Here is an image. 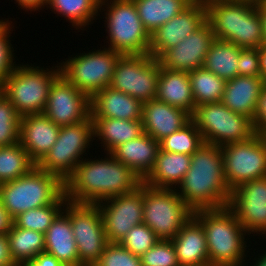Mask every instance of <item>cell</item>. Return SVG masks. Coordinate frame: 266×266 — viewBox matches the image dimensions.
<instances>
[{
	"instance_id": "55",
	"label": "cell",
	"mask_w": 266,
	"mask_h": 266,
	"mask_svg": "<svg viewBox=\"0 0 266 266\" xmlns=\"http://www.w3.org/2000/svg\"><path fill=\"white\" fill-rule=\"evenodd\" d=\"M96 1L100 4V3L106 2L108 0H96Z\"/></svg>"
},
{
	"instance_id": "31",
	"label": "cell",
	"mask_w": 266,
	"mask_h": 266,
	"mask_svg": "<svg viewBox=\"0 0 266 266\" xmlns=\"http://www.w3.org/2000/svg\"><path fill=\"white\" fill-rule=\"evenodd\" d=\"M241 48L229 41L215 38L211 43L203 67L225 81L238 76L237 63Z\"/></svg>"
},
{
	"instance_id": "12",
	"label": "cell",
	"mask_w": 266,
	"mask_h": 266,
	"mask_svg": "<svg viewBox=\"0 0 266 266\" xmlns=\"http://www.w3.org/2000/svg\"><path fill=\"white\" fill-rule=\"evenodd\" d=\"M63 212L70 218L78 249V266H93L109 244L97 204L67 201Z\"/></svg>"
},
{
	"instance_id": "38",
	"label": "cell",
	"mask_w": 266,
	"mask_h": 266,
	"mask_svg": "<svg viewBox=\"0 0 266 266\" xmlns=\"http://www.w3.org/2000/svg\"><path fill=\"white\" fill-rule=\"evenodd\" d=\"M20 116L14 105L0 92V146L19 142Z\"/></svg>"
},
{
	"instance_id": "6",
	"label": "cell",
	"mask_w": 266,
	"mask_h": 266,
	"mask_svg": "<svg viewBox=\"0 0 266 266\" xmlns=\"http://www.w3.org/2000/svg\"><path fill=\"white\" fill-rule=\"evenodd\" d=\"M60 75V66L43 68L19 64L1 84V92L14 105L20 117L43 113L52 83Z\"/></svg>"
},
{
	"instance_id": "9",
	"label": "cell",
	"mask_w": 266,
	"mask_h": 266,
	"mask_svg": "<svg viewBox=\"0 0 266 266\" xmlns=\"http://www.w3.org/2000/svg\"><path fill=\"white\" fill-rule=\"evenodd\" d=\"M60 62V74L90 98L110 86L119 52L109 48L89 50Z\"/></svg>"
},
{
	"instance_id": "25",
	"label": "cell",
	"mask_w": 266,
	"mask_h": 266,
	"mask_svg": "<svg viewBox=\"0 0 266 266\" xmlns=\"http://www.w3.org/2000/svg\"><path fill=\"white\" fill-rule=\"evenodd\" d=\"M159 149L160 142L143 132L117 146L110 154L143 180L153 168Z\"/></svg>"
},
{
	"instance_id": "46",
	"label": "cell",
	"mask_w": 266,
	"mask_h": 266,
	"mask_svg": "<svg viewBox=\"0 0 266 266\" xmlns=\"http://www.w3.org/2000/svg\"><path fill=\"white\" fill-rule=\"evenodd\" d=\"M0 266H17L11 257L6 234H0Z\"/></svg>"
},
{
	"instance_id": "40",
	"label": "cell",
	"mask_w": 266,
	"mask_h": 266,
	"mask_svg": "<svg viewBox=\"0 0 266 266\" xmlns=\"http://www.w3.org/2000/svg\"><path fill=\"white\" fill-rule=\"evenodd\" d=\"M142 266H180L171 240H159L140 256Z\"/></svg>"
},
{
	"instance_id": "52",
	"label": "cell",
	"mask_w": 266,
	"mask_h": 266,
	"mask_svg": "<svg viewBox=\"0 0 266 266\" xmlns=\"http://www.w3.org/2000/svg\"><path fill=\"white\" fill-rule=\"evenodd\" d=\"M9 22H11V21H9L8 20V18H7V20L6 19H0V31L9 23Z\"/></svg>"
},
{
	"instance_id": "50",
	"label": "cell",
	"mask_w": 266,
	"mask_h": 266,
	"mask_svg": "<svg viewBox=\"0 0 266 266\" xmlns=\"http://www.w3.org/2000/svg\"><path fill=\"white\" fill-rule=\"evenodd\" d=\"M259 13L262 20V28L264 35V43H266V0H261L259 3Z\"/></svg>"
},
{
	"instance_id": "42",
	"label": "cell",
	"mask_w": 266,
	"mask_h": 266,
	"mask_svg": "<svg viewBox=\"0 0 266 266\" xmlns=\"http://www.w3.org/2000/svg\"><path fill=\"white\" fill-rule=\"evenodd\" d=\"M13 22H9L1 31H0V84H2L6 78L15 70L17 67L15 60V50L11 44V32L13 31L12 26ZM12 29V30H11ZM11 31V32H10Z\"/></svg>"
},
{
	"instance_id": "43",
	"label": "cell",
	"mask_w": 266,
	"mask_h": 266,
	"mask_svg": "<svg viewBox=\"0 0 266 266\" xmlns=\"http://www.w3.org/2000/svg\"><path fill=\"white\" fill-rule=\"evenodd\" d=\"M237 68L238 76H261L259 48H241Z\"/></svg>"
},
{
	"instance_id": "22",
	"label": "cell",
	"mask_w": 266,
	"mask_h": 266,
	"mask_svg": "<svg viewBox=\"0 0 266 266\" xmlns=\"http://www.w3.org/2000/svg\"><path fill=\"white\" fill-rule=\"evenodd\" d=\"M91 117L142 120L143 103L110 86L90 98Z\"/></svg>"
},
{
	"instance_id": "48",
	"label": "cell",
	"mask_w": 266,
	"mask_h": 266,
	"mask_svg": "<svg viewBox=\"0 0 266 266\" xmlns=\"http://www.w3.org/2000/svg\"><path fill=\"white\" fill-rule=\"evenodd\" d=\"M13 224V219L8 212L3 208L0 202V234H7Z\"/></svg>"
},
{
	"instance_id": "51",
	"label": "cell",
	"mask_w": 266,
	"mask_h": 266,
	"mask_svg": "<svg viewBox=\"0 0 266 266\" xmlns=\"http://www.w3.org/2000/svg\"><path fill=\"white\" fill-rule=\"evenodd\" d=\"M263 252L264 254L254 258L253 261H255V263L253 262V265L251 264L250 266H266V250Z\"/></svg>"
},
{
	"instance_id": "11",
	"label": "cell",
	"mask_w": 266,
	"mask_h": 266,
	"mask_svg": "<svg viewBox=\"0 0 266 266\" xmlns=\"http://www.w3.org/2000/svg\"><path fill=\"white\" fill-rule=\"evenodd\" d=\"M93 140L91 116L80 123L62 126L55 144L36 166L65 182L87 155Z\"/></svg>"
},
{
	"instance_id": "3",
	"label": "cell",
	"mask_w": 266,
	"mask_h": 266,
	"mask_svg": "<svg viewBox=\"0 0 266 266\" xmlns=\"http://www.w3.org/2000/svg\"><path fill=\"white\" fill-rule=\"evenodd\" d=\"M207 22L214 37L240 48H259L264 44L259 5L250 1L207 0Z\"/></svg>"
},
{
	"instance_id": "16",
	"label": "cell",
	"mask_w": 266,
	"mask_h": 266,
	"mask_svg": "<svg viewBox=\"0 0 266 266\" xmlns=\"http://www.w3.org/2000/svg\"><path fill=\"white\" fill-rule=\"evenodd\" d=\"M227 207L235 214L249 237L254 233V236L259 234L264 238L266 236V177L243 183L232 190Z\"/></svg>"
},
{
	"instance_id": "41",
	"label": "cell",
	"mask_w": 266,
	"mask_h": 266,
	"mask_svg": "<svg viewBox=\"0 0 266 266\" xmlns=\"http://www.w3.org/2000/svg\"><path fill=\"white\" fill-rule=\"evenodd\" d=\"M93 266H142L140 256L134 255L120 243H110Z\"/></svg>"
},
{
	"instance_id": "2",
	"label": "cell",
	"mask_w": 266,
	"mask_h": 266,
	"mask_svg": "<svg viewBox=\"0 0 266 266\" xmlns=\"http://www.w3.org/2000/svg\"><path fill=\"white\" fill-rule=\"evenodd\" d=\"M190 165L175 189L186 205L193 212L227 207L231 191L224 177L221 148L203 143L191 155Z\"/></svg>"
},
{
	"instance_id": "24",
	"label": "cell",
	"mask_w": 266,
	"mask_h": 266,
	"mask_svg": "<svg viewBox=\"0 0 266 266\" xmlns=\"http://www.w3.org/2000/svg\"><path fill=\"white\" fill-rule=\"evenodd\" d=\"M265 85L261 76H236L226 81L222 103L253 122L260 92Z\"/></svg>"
},
{
	"instance_id": "1",
	"label": "cell",
	"mask_w": 266,
	"mask_h": 266,
	"mask_svg": "<svg viewBox=\"0 0 266 266\" xmlns=\"http://www.w3.org/2000/svg\"><path fill=\"white\" fill-rule=\"evenodd\" d=\"M105 154L103 159L85 158L77 164L64 182V194L68 201L97 204L110 197L129 194L140 187L142 179L139 176L110 153Z\"/></svg>"
},
{
	"instance_id": "49",
	"label": "cell",
	"mask_w": 266,
	"mask_h": 266,
	"mask_svg": "<svg viewBox=\"0 0 266 266\" xmlns=\"http://www.w3.org/2000/svg\"><path fill=\"white\" fill-rule=\"evenodd\" d=\"M261 78L266 82V43L259 47Z\"/></svg>"
},
{
	"instance_id": "26",
	"label": "cell",
	"mask_w": 266,
	"mask_h": 266,
	"mask_svg": "<svg viewBox=\"0 0 266 266\" xmlns=\"http://www.w3.org/2000/svg\"><path fill=\"white\" fill-rule=\"evenodd\" d=\"M156 99L170 106L181 108L192 115L196 104L193 98L189 72L170 70L160 64Z\"/></svg>"
},
{
	"instance_id": "13",
	"label": "cell",
	"mask_w": 266,
	"mask_h": 266,
	"mask_svg": "<svg viewBox=\"0 0 266 266\" xmlns=\"http://www.w3.org/2000/svg\"><path fill=\"white\" fill-rule=\"evenodd\" d=\"M159 73V60L149 54L121 55L110 87L145 103L156 98Z\"/></svg>"
},
{
	"instance_id": "35",
	"label": "cell",
	"mask_w": 266,
	"mask_h": 266,
	"mask_svg": "<svg viewBox=\"0 0 266 266\" xmlns=\"http://www.w3.org/2000/svg\"><path fill=\"white\" fill-rule=\"evenodd\" d=\"M34 166L19 142L0 146V184L26 175Z\"/></svg>"
},
{
	"instance_id": "37",
	"label": "cell",
	"mask_w": 266,
	"mask_h": 266,
	"mask_svg": "<svg viewBox=\"0 0 266 266\" xmlns=\"http://www.w3.org/2000/svg\"><path fill=\"white\" fill-rule=\"evenodd\" d=\"M204 143L201 133L191 120L177 132L160 141V149L171 153L192 155Z\"/></svg>"
},
{
	"instance_id": "8",
	"label": "cell",
	"mask_w": 266,
	"mask_h": 266,
	"mask_svg": "<svg viewBox=\"0 0 266 266\" xmlns=\"http://www.w3.org/2000/svg\"><path fill=\"white\" fill-rule=\"evenodd\" d=\"M191 119L204 143L219 147L244 142L256 134L251 119L231 111L222 102L196 106Z\"/></svg>"
},
{
	"instance_id": "30",
	"label": "cell",
	"mask_w": 266,
	"mask_h": 266,
	"mask_svg": "<svg viewBox=\"0 0 266 266\" xmlns=\"http://www.w3.org/2000/svg\"><path fill=\"white\" fill-rule=\"evenodd\" d=\"M143 27L151 35L186 8L189 0H133Z\"/></svg>"
},
{
	"instance_id": "32",
	"label": "cell",
	"mask_w": 266,
	"mask_h": 266,
	"mask_svg": "<svg viewBox=\"0 0 266 266\" xmlns=\"http://www.w3.org/2000/svg\"><path fill=\"white\" fill-rule=\"evenodd\" d=\"M6 236L11 257L17 266H22L45 251L44 233L19 228L13 223Z\"/></svg>"
},
{
	"instance_id": "44",
	"label": "cell",
	"mask_w": 266,
	"mask_h": 266,
	"mask_svg": "<svg viewBox=\"0 0 266 266\" xmlns=\"http://www.w3.org/2000/svg\"><path fill=\"white\" fill-rule=\"evenodd\" d=\"M254 130L257 134L266 137V85L262 88L253 120Z\"/></svg>"
},
{
	"instance_id": "20",
	"label": "cell",
	"mask_w": 266,
	"mask_h": 266,
	"mask_svg": "<svg viewBox=\"0 0 266 266\" xmlns=\"http://www.w3.org/2000/svg\"><path fill=\"white\" fill-rule=\"evenodd\" d=\"M60 126L44 113L20 117L19 143L37 165L55 144Z\"/></svg>"
},
{
	"instance_id": "28",
	"label": "cell",
	"mask_w": 266,
	"mask_h": 266,
	"mask_svg": "<svg viewBox=\"0 0 266 266\" xmlns=\"http://www.w3.org/2000/svg\"><path fill=\"white\" fill-rule=\"evenodd\" d=\"M64 266H78V249L70 218L62 211L45 233V251Z\"/></svg>"
},
{
	"instance_id": "19",
	"label": "cell",
	"mask_w": 266,
	"mask_h": 266,
	"mask_svg": "<svg viewBox=\"0 0 266 266\" xmlns=\"http://www.w3.org/2000/svg\"><path fill=\"white\" fill-rule=\"evenodd\" d=\"M214 39L210 24L206 22L200 29L185 37L176 46L166 50L158 60L162 67L170 70L194 71L203 67L206 54Z\"/></svg>"
},
{
	"instance_id": "18",
	"label": "cell",
	"mask_w": 266,
	"mask_h": 266,
	"mask_svg": "<svg viewBox=\"0 0 266 266\" xmlns=\"http://www.w3.org/2000/svg\"><path fill=\"white\" fill-rule=\"evenodd\" d=\"M206 22V4L191 2L178 15L150 35L149 55L158 59L166 50L176 46Z\"/></svg>"
},
{
	"instance_id": "7",
	"label": "cell",
	"mask_w": 266,
	"mask_h": 266,
	"mask_svg": "<svg viewBox=\"0 0 266 266\" xmlns=\"http://www.w3.org/2000/svg\"><path fill=\"white\" fill-rule=\"evenodd\" d=\"M101 10L106 11V20H103L108 34L106 48L122 55L149 54L150 35L143 27L133 0H108L99 4L102 13Z\"/></svg>"
},
{
	"instance_id": "36",
	"label": "cell",
	"mask_w": 266,
	"mask_h": 266,
	"mask_svg": "<svg viewBox=\"0 0 266 266\" xmlns=\"http://www.w3.org/2000/svg\"><path fill=\"white\" fill-rule=\"evenodd\" d=\"M67 201L63 193L53 204L20 213L13 219V223L19 228L45 234L55 218L63 211Z\"/></svg>"
},
{
	"instance_id": "17",
	"label": "cell",
	"mask_w": 266,
	"mask_h": 266,
	"mask_svg": "<svg viewBox=\"0 0 266 266\" xmlns=\"http://www.w3.org/2000/svg\"><path fill=\"white\" fill-rule=\"evenodd\" d=\"M90 97L61 74L51 85L44 114L56 125L80 123L91 116Z\"/></svg>"
},
{
	"instance_id": "27",
	"label": "cell",
	"mask_w": 266,
	"mask_h": 266,
	"mask_svg": "<svg viewBox=\"0 0 266 266\" xmlns=\"http://www.w3.org/2000/svg\"><path fill=\"white\" fill-rule=\"evenodd\" d=\"M190 164L191 155L159 149L153 168L142 182L154 188L176 189L188 172Z\"/></svg>"
},
{
	"instance_id": "47",
	"label": "cell",
	"mask_w": 266,
	"mask_h": 266,
	"mask_svg": "<svg viewBox=\"0 0 266 266\" xmlns=\"http://www.w3.org/2000/svg\"><path fill=\"white\" fill-rule=\"evenodd\" d=\"M18 6V8L24 9L25 11H39L42 10L45 6H47L48 0H14Z\"/></svg>"
},
{
	"instance_id": "15",
	"label": "cell",
	"mask_w": 266,
	"mask_h": 266,
	"mask_svg": "<svg viewBox=\"0 0 266 266\" xmlns=\"http://www.w3.org/2000/svg\"><path fill=\"white\" fill-rule=\"evenodd\" d=\"M97 206L108 241L120 243L134 226L143 223L144 183L129 194L107 198Z\"/></svg>"
},
{
	"instance_id": "23",
	"label": "cell",
	"mask_w": 266,
	"mask_h": 266,
	"mask_svg": "<svg viewBox=\"0 0 266 266\" xmlns=\"http://www.w3.org/2000/svg\"><path fill=\"white\" fill-rule=\"evenodd\" d=\"M171 241L180 266H209L206 234L194 216Z\"/></svg>"
},
{
	"instance_id": "29",
	"label": "cell",
	"mask_w": 266,
	"mask_h": 266,
	"mask_svg": "<svg viewBox=\"0 0 266 266\" xmlns=\"http://www.w3.org/2000/svg\"><path fill=\"white\" fill-rule=\"evenodd\" d=\"M94 140L101 141L105 153H111L117 146L139 137L143 133L142 120H123L91 117Z\"/></svg>"
},
{
	"instance_id": "10",
	"label": "cell",
	"mask_w": 266,
	"mask_h": 266,
	"mask_svg": "<svg viewBox=\"0 0 266 266\" xmlns=\"http://www.w3.org/2000/svg\"><path fill=\"white\" fill-rule=\"evenodd\" d=\"M175 189L144 184L143 223L161 240H171L193 216Z\"/></svg>"
},
{
	"instance_id": "53",
	"label": "cell",
	"mask_w": 266,
	"mask_h": 266,
	"mask_svg": "<svg viewBox=\"0 0 266 266\" xmlns=\"http://www.w3.org/2000/svg\"><path fill=\"white\" fill-rule=\"evenodd\" d=\"M237 1H250L258 4L261 0H237Z\"/></svg>"
},
{
	"instance_id": "34",
	"label": "cell",
	"mask_w": 266,
	"mask_h": 266,
	"mask_svg": "<svg viewBox=\"0 0 266 266\" xmlns=\"http://www.w3.org/2000/svg\"><path fill=\"white\" fill-rule=\"evenodd\" d=\"M189 78L196 106L222 102L226 83L224 79L204 67L189 72Z\"/></svg>"
},
{
	"instance_id": "45",
	"label": "cell",
	"mask_w": 266,
	"mask_h": 266,
	"mask_svg": "<svg viewBox=\"0 0 266 266\" xmlns=\"http://www.w3.org/2000/svg\"><path fill=\"white\" fill-rule=\"evenodd\" d=\"M22 266H64L53 255L46 252L40 253L31 261L23 264Z\"/></svg>"
},
{
	"instance_id": "54",
	"label": "cell",
	"mask_w": 266,
	"mask_h": 266,
	"mask_svg": "<svg viewBox=\"0 0 266 266\" xmlns=\"http://www.w3.org/2000/svg\"><path fill=\"white\" fill-rule=\"evenodd\" d=\"M191 2H201V3H205L207 0H189Z\"/></svg>"
},
{
	"instance_id": "4",
	"label": "cell",
	"mask_w": 266,
	"mask_h": 266,
	"mask_svg": "<svg viewBox=\"0 0 266 266\" xmlns=\"http://www.w3.org/2000/svg\"><path fill=\"white\" fill-rule=\"evenodd\" d=\"M193 216L206 234L209 266L247 265L244 262L249 251L245 240L249 234L228 207L197 210Z\"/></svg>"
},
{
	"instance_id": "21",
	"label": "cell",
	"mask_w": 266,
	"mask_h": 266,
	"mask_svg": "<svg viewBox=\"0 0 266 266\" xmlns=\"http://www.w3.org/2000/svg\"><path fill=\"white\" fill-rule=\"evenodd\" d=\"M191 120V114L187 111L156 98L143 103V132L158 142L177 132Z\"/></svg>"
},
{
	"instance_id": "39",
	"label": "cell",
	"mask_w": 266,
	"mask_h": 266,
	"mask_svg": "<svg viewBox=\"0 0 266 266\" xmlns=\"http://www.w3.org/2000/svg\"><path fill=\"white\" fill-rule=\"evenodd\" d=\"M160 239L144 223L134 226L122 239L120 244L137 256L143 255Z\"/></svg>"
},
{
	"instance_id": "14",
	"label": "cell",
	"mask_w": 266,
	"mask_h": 266,
	"mask_svg": "<svg viewBox=\"0 0 266 266\" xmlns=\"http://www.w3.org/2000/svg\"><path fill=\"white\" fill-rule=\"evenodd\" d=\"M220 148L230 191L243 183L266 177V137L263 135L256 133L249 140Z\"/></svg>"
},
{
	"instance_id": "33",
	"label": "cell",
	"mask_w": 266,
	"mask_h": 266,
	"mask_svg": "<svg viewBox=\"0 0 266 266\" xmlns=\"http://www.w3.org/2000/svg\"><path fill=\"white\" fill-rule=\"evenodd\" d=\"M46 8L52 9V13H57V16L66 18L76 30L82 31L101 14L96 0H48Z\"/></svg>"
},
{
	"instance_id": "5",
	"label": "cell",
	"mask_w": 266,
	"mask_h": 266,
	"mask_svg": "<svg viewBox=\"0 0 266 266\" xmlns=\"http://www.w3.org/2000/svg\"><path fill=\"white\" fill-rule=\"evenodd\" d=\"M64 193V182L34 166L26 175L0 184V202L14 219L20 213L53 204Z\"/></svg>"
}]
</instances>
